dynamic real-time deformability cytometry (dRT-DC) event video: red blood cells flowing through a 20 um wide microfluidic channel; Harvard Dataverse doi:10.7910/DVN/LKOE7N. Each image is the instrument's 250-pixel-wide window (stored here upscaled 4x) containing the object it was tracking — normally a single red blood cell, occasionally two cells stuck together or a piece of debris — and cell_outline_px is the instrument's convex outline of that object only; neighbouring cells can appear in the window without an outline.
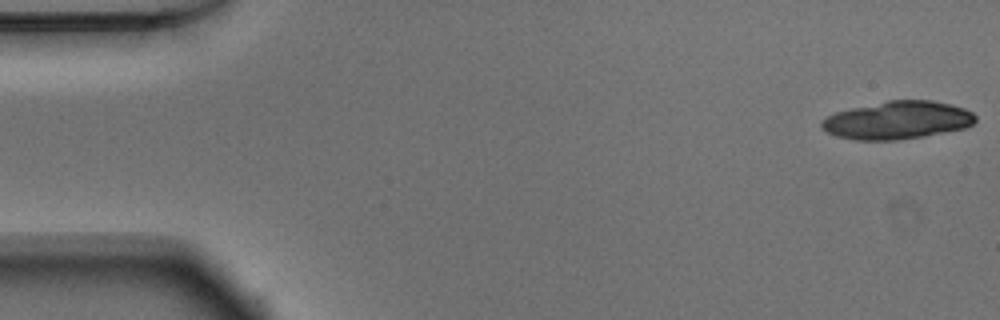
{"species": "Egyptian fruit bat (a non-hibernating species)", "species_latin": "Rousettus aegyptiacus", "temperature_condition": "warm", "stored_images_in_passage": 17, "camera_frame_rate_fps": 3000, "um_per_image_px": 0.085, "animal": {"sex": "male"}, "frame": {"image": 1, "passage_image": 1, "time_ms": 0.0, "image_size_px": [1000, 320], "cell_outline_px": [[976, 120], [968, 128], [924, 136], [896, 140], [852, 140], [836, 136], [820, 128], [820, 120], [836, 112], [852, 108], [888, 100], [932, 100], [952, 104], [964, 108], [972, 112], [976, 116]], "centroid_in_image_um": [76.29, 10.22], "position_along_channel_um": 8.7, "area_um2": 34.22}}